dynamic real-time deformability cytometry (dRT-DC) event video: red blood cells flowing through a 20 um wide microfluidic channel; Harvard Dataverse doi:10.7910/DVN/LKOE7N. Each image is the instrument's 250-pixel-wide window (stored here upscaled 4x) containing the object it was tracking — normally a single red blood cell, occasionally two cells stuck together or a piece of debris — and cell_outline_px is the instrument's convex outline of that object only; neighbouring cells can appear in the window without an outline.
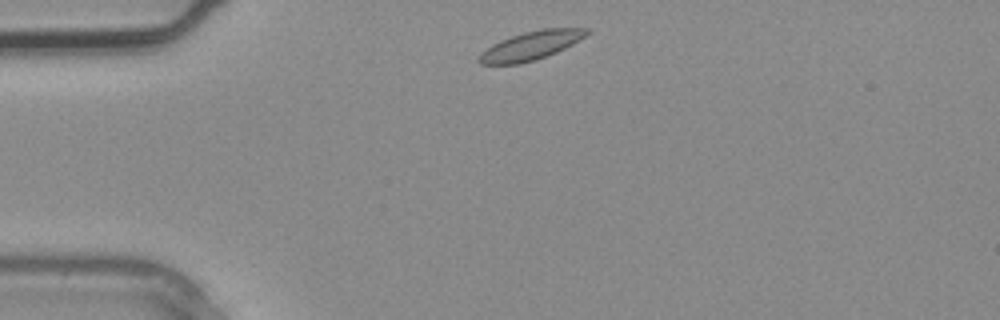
{"species": "common noctule bat (a hibernating species)", "species_latin": "Nyctalus noctula", "temperature_condition": "warm", "stored_images_in_passage": 2, "camera_frame_rate_fps": 3000, "um_per_image_px": 0.085, "animal": {"sex": "male", "body_mass_g": 20.4}, "frame": {"image": 1, "passage_image": 1, "time_ms": 0.0, "image_size_px": [1000, 320], "cell_outline_px": [[592, 28], [584, 36], [572, 44], [556, 52], [536, 60], [520, 64], [480, 64], [476, 60], [492, 44], [500, 40], [524, 32], [544, 28]], "centroid_in_image_um": [45.13, 3.88], "position_along_channel_um": 39.9, "area_um2": 17.69}}